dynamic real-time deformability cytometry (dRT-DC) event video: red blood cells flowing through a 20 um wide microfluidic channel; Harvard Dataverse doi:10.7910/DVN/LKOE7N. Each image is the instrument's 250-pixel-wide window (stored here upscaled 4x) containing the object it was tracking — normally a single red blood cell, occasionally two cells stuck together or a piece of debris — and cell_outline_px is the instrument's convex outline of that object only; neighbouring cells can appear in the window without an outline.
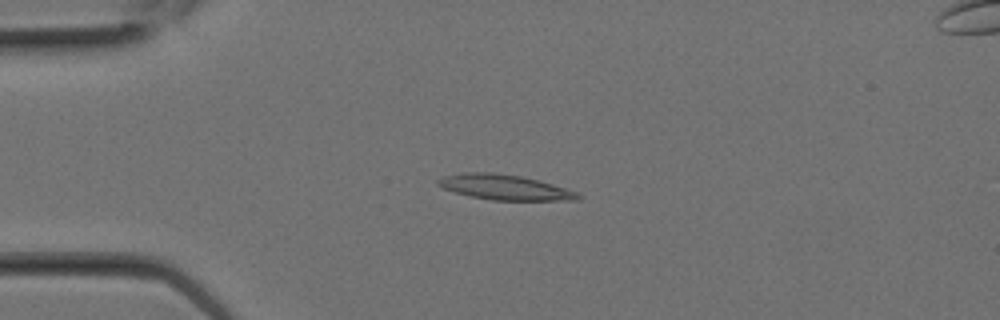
{"species": "Egyptian fruit bat (a non-hibernating species)", "species_latin": "Rousettus aegyptiacus", "temperature_condition": "room temperature", "stored_images_in_passage": 7, "camera_frame_rate_fps": 3000, "um_per_image_px": 0.085, "animal": {"sex": "female"}, "frame": {"image": 1, "passage_image": 4, "time_ms": 1.0, "image_size_px": [1000, 320], "cell_outline_px": [[584, 196], [580, 200], [492, 200], [472, 196], [456, 192], [444, 188], [436, 184], [436, 180], [444, 176], [464, 172], [492, 172], [520, 176], [552, 184], [576, 192]], "centroid_in_image_um": [42.9, 15.92], "position_along_channel_um": 42.1, "area_um2": 20.29}}
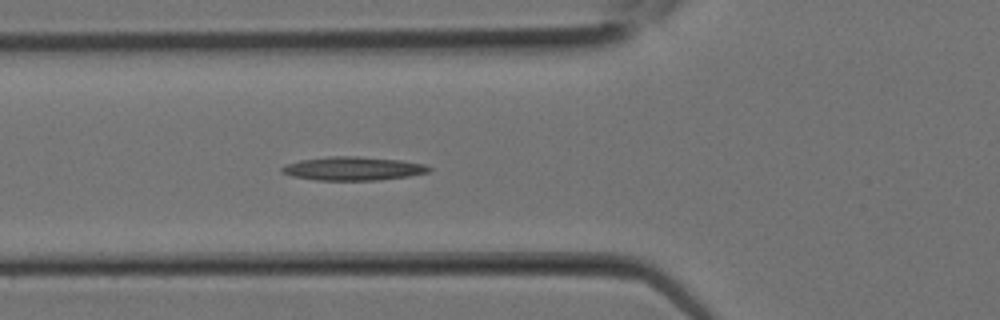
{"frame": {"image": 2, "passage_image": 7, "time_ms": 2.0, "image_size_px": [1000, 320], "cell_outline_px": [[432, 168], [428, 172], [408, 176], [380, 180], [316, 180], [292, 176], [280, 172], [280, 168], [288, 164], [300, 160], [328, 156], [356, 156], [400, 160], [424, 164]], "centroid_in_image_um": [29.99, 14.32], "position_along_channel_um": 95.8, "area_um2": 20.17}}